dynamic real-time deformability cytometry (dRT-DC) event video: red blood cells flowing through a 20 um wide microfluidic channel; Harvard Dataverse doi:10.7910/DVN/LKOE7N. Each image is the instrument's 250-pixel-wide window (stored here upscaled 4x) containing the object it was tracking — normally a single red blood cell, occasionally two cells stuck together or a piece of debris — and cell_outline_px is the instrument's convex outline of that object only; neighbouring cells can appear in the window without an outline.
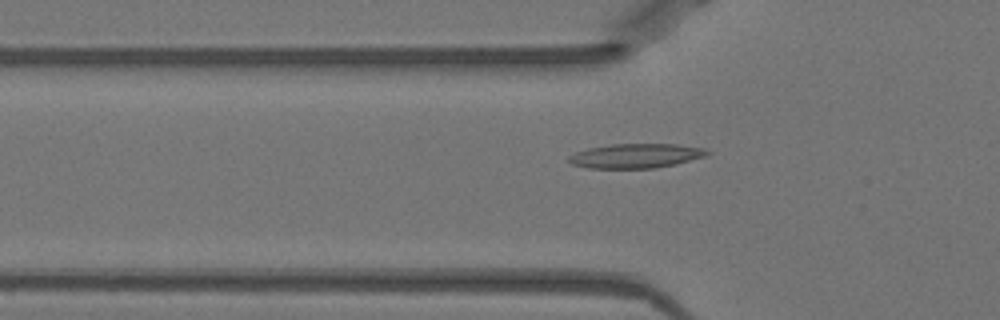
{"species": "Egyptian fruit bat (a non-hibernating species)", "species_latin": "Rousettus aegyptiacus", "temperature_condition": "warm", "stored_images_in_passage": 46, "camera_frame_rate_fps": 3000, "um_per_image_px": 0.085, "animal": {"sex": "female"}, "frame": {"image": 1, "passage_image": 17, "time_ms": 5.333, "image_size_px": [1000, 320], "cell_outline_px": [[712, 152], [708, 156], [676, 164], [656, 168], [588, 168], [572, 164], [568, 160], [568, 156], [576, 152], [588, 148], [612, 144], [676, 144], [704, 148]], "centroid_in_image_um": [54.09, 13.24], "position_along_channel_um": 71.7, "area_um2": 19.83}}
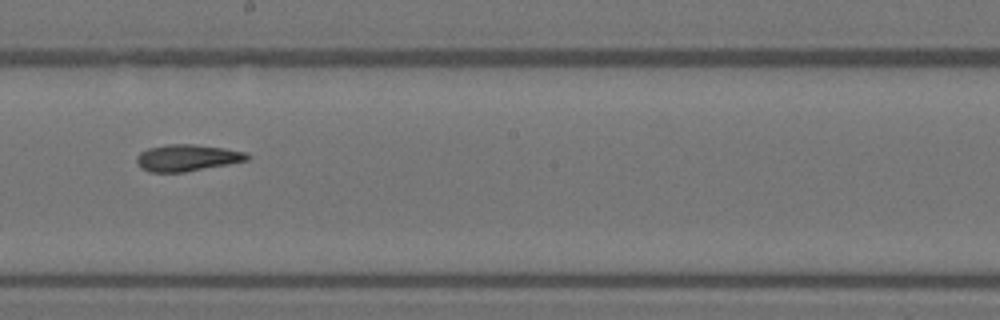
{"frame": {"image": 2, "passage_image": 29, "time_ms": 9.333, "image_size_px": [1000, 320], "cell_outline_px": [[252, 156], [248, 160], [228, 164], [184, 172], [148, 172], [140, 168], [136, 160], [136, 156], [140, 152], [148, 148], [168, 144], [192, 144], [224, 148], [248, 152]], "centroid_in_image_um": [15.91, 13.41], "position_along_channel_um": 232.3, "area_um2": 17.28}}
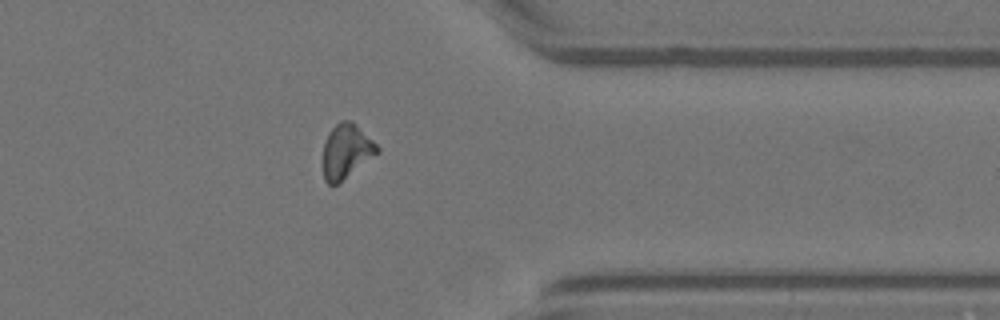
{"frame": {"image": 3, "passage_image": 41, "time_ms": 13.333, "image_size_px": [1000, 320], "cell_outline_px": [[380, 152], [336, 184], [328, 184], [324, 180], [324, 144], [328, 132], [340, 120], [352, 120], [380, 148]], "centroid_in_image_um": [29.44, 12.82], "position_along_channel_um": 382.0, "area_um2": 16.88}}